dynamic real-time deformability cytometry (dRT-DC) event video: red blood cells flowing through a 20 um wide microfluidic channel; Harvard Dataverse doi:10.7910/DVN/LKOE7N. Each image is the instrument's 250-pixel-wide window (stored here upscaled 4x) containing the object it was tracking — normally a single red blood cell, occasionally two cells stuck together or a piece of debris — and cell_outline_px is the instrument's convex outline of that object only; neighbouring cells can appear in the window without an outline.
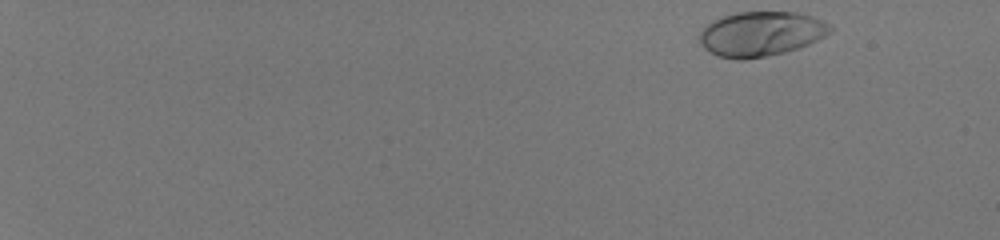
{"species": "human", "species_latin": "Homo sapiens", "temperature_condition": "room temperature", "stored_images_in_passage": 50, "camera_frame_rate_fps": 3000, "um_per_image_px": 0.085, "donor": {"sex": "male"}, "frame": {"image": 1, "passage_image": 1, "time_ms": 0.0, "image_size_px": [1000, 240], "cell_outline_px": [[832, 32], [808, 44], [784, 52], [744, 60], [740, 60], [720, 56], [704, 48], [700, 44], [700, 32], [712, 20], [720, 16], [736, 12], [796, 12], [812, 16], [824, 20], [832, 24]], "centroid_in_image_um": [64.7, 2.85], "position_along_channel_um": 20.3, "area_um2": 33.99}}
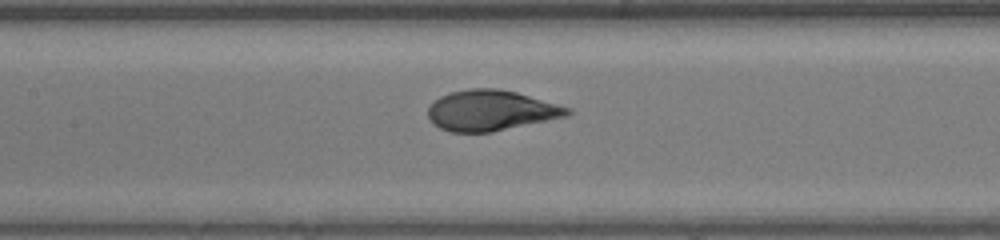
{"frame": {"image": 2, "passage_image": 27, "time_ms": 8.667, "image_size_px": [1000, 240], "cell_outline_px": [[572, 112], [568, 116], [492, 132], [448, 132], [432, 124], [428, 116], [428, 104], [440, 96], [452, 92], [468, 88], [500, 88], [516, 92], [572, 108]], "centroid_in_image_um": [41.71, 9.39], "position_along_channel_um": 165.7, "area_um2": 33.18}}
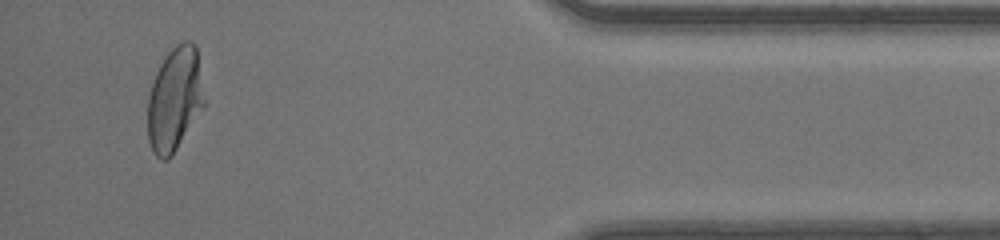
{"frame": {"image": 3, "passage_image": 48, "time_ms": 15.667, "image_size_px": [1000, 240], "cell_outline_px": [[204, 108], [172, 156], [168, 160], [160, 160], [156, 156], [148, 140], [148, 96], [156, 72], [160, 64], [168, 52], [176, 44], [184, 40], [188, 40], [196, 44], [204, 100]], "centroid_in_image_um": [14.85, 8.45], "position_along_channel_um": 420.4, "area_um2": 34.33}, "authors_computed_cell_mechanics": {"area_um2": 33.4662, "velocity_mm_per_s": 4.1289, "shape_relaxation_time_tau1_ms": 2.7301, "shape_relaxation_time_tau2_ms": null, "deformation_change_tau1": 0.1856, "deformation_change_tau2": null}}